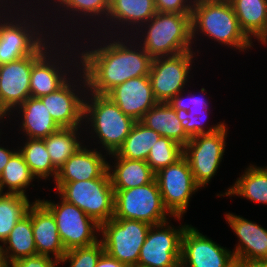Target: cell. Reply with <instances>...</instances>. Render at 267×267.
I'll return each instance as SVG.
<instances>
[{
  "instance_id": "cell-1",
  "label": "cell",
  "mask_w": 267,
  "mask_h": 267,
  "mask_svg": "<svg viewBox=\"0 0 267 267\" xmlns=\"http://www.w3.org/2000/svg\"><path fill=\"white\" fill-rule=\"evenodd\" d=\"M112 36L113 33L108 43L103 41L105 44L101 43V40H96L103 46L98 45L97 48L92 46L90 50L86 49L81 53L78 51L81 55H77L80 62H75L76 65L73 66L78 67L77 71L82 70L78 76L81 77L80 81L83 80L82 87L88 89L87 92L106 95L111 89L127 80L150 73L153 59L140 44L134 46L135 40L132 42V39H129L132 45L128 39L123 42L122 38L113 40ZM136 46H139L138 49Z\"/></svg>"
},
{
  "instance_id": "cell-2",
  "label": "cell",
  "mask_w": 267,
  "mask_h": 267,
  "mask_svg": "<svg viewBox=\"0 0 267 267\" xmlns=\"http://www.w3.org/2000/svg\"><path fill=\"white\" fill-rule=\"evenodd\" d=\"M219 43L238 49L252 47L250 40L241 30L229 0H193L191 11L192 40L198 32ZM197 32V33H196Z\"/></svg>"
},
{
  "instance_id": "cell-3",
  "label": "cell",
  "mask_w": 267,
  "mask_h": 267,
  "mask_svg": "<svg viewBox=\"0 0 267 267\" xmlns=\"http://www.w3.org/2000/svg\"><path fill=\"white\" fill-rule=\"evenodd\" d=\"M143 27L145 33L142 31ZM141 28L144 41L143 44L140 41V45L152 59L193 51L191 14L157 12Z\"/></svg>"
},
{
  "instance_id": "cell-4",
  "label": "cell",
  "mask_w": 267,
  "mask_h": 267,
  "mask_svg": "<svg viewBox=\"0 0 267 267\" xmlns=\"http://www.w3.org/2000/svg\"><path fill=\"white\" fill-rule=\"evenodd\" d=\"M90 98H84L83 119L91 122L96 136L108 155L116 153L129 135L136 122L124 114L108 96L90 93ZM89 99V100H88Z\"/></svg>"
},
{
  "instance_id": "cell-5",
  "label": "cell",
  "mask_w": 267,
  "mask_h": 267,
  "mask_svg": "<svg viewBox=\"0 0 267 267\" xmlns=\"http://www.w3.org/2000/svg\"><path fill=\"white\" fill-rule=\"evenodd\" d=\"M55 183L59 197L76 205L99 225L113 218L114 189L108 171L101 178Z\"/></svg>"
},
{
  "instance_id": "cell-6",
  "label": "cell",
  "mask_w": 267,
  "mask_h": 267,
  "mask_svg": "<svg viewBox=\"0 0 267 267\" xmlns=\"http://www.w3.org/2000/svg\"><path fill=\"white\" fill-rule=\"evenodd\" d=\"M168 214L171 215L163 204L156 179L135 188L114 189L113 218L157 225L168 221Z\"/></svg>"
},
{
  "instance_id": "cell-7",
  "label": "cell",
  "mask_w": 267,
  "mask_h": 267,
  "mask_svg": "<svg viewBox=\"0 0 267 267\" xmlns=\"http://www.w3.org/2000/svg\"><path fill=\"white\" fill-rule=\"evenodd\" d=\"M150 227L142 221L111 218L100 225L104 252L123 264L137 266Z\"/></svg>"
},
{
  "instance_id": "cell-8",
  "label": "cell",
  "mask_w": 267,
  "mask_h": 267,
  "mask_svg": "<svg viewBox=\"0 0 267 267\" xmlns=\"http://www.w3.org/2000/svg\"><path fill=\"white\" fill-rule=\"evenodd\" d=\"M25 10H22V20L20 17L8 15L3 17L4 20L0 18V66L33 55L47 41L46 38L51 36L45 33L47 31H44L42 26L40 31L38 21L27 19Z\"/></svg>"
},
{
  "instance_id": "cell-9",
  "label": "cell",
  "mask_w": 267,
  "mask_h": 267,
  "mask_svg": "<svg viewBox=\"0 0 267 267\" xmlns=\"http://www.w3.org/2000/svg\"><path fill=\"white\" fill-rule=\"evenodd\" d=\"M39 201L53 214L59 237L66 251L87 247L100 241L96 236L98 231L100 232V225L76 205L62 198L60 204H54L51 200L39 199Z\"/></svg>"
},
{
  "instance_id": "cell-10",
  "label": "cell",
  "mask_w": 267,
  "mask_h": 267,
  "mask_svg": "<svg viewBox=\"0 0 267 267\" xmlns=\"http://www.w3.org/2000/svg\"><path fill=\"white\" fill-rule=\"evenodd\" d=\"M165 208L180 220L186 213L191 195L200 187L196 184L187 159L182 156L174 164L155 173Z\"/></svg>"
},
{
  "instance_id": "cell-11",
  "label": "cell",
  "mask_w": 267,
  "mask_h": 267,
  "mask_svg": "<svg viewBox=\"0 0 267 267\" xmlns=\"http://www.w3.org/2000/svg\"><path fill=\"white\" fill-rule=\"evenodd\" d=\"M226 137L225 125L217 132L192 137L183 147V156L200 188L205 187L216 174L225 152Z\"/></svg>"
},
{
  "instance_id": "cell-12",
  "label": "cell",
  "mask_w": 267,
  "mask_h": 267,
  "mask_svg": "<svg viewBox=\"0 0 267 267\" xmlns=\"http://www.w3.org/2000/svg\"><path fill=\"white\" fill-rule=\"evenodd\" d=\"M168 223L151 225L141 247L137 266L175 267L180 262L182 234L188 225L175 229Z\"/></svg>"
},
{
  "instance_id": "cell-13",
  "label": "cell",
  "mask_w": 267,
  "mask_h": 267,
  "mask_svg": "<svg viewBox=\"0 0 267 267\" xmlns=\"http://www.w3.org/2000/svg\"><path fill=\"white\" fill-rule=\"evenodd\" d=\"M48 40L33 54L0 66V108L17 110L30 96V76L33 63L49 50Z\"/></svg>"
},
{
  "instance_id": "cell-14",
  "label": "cell",
  "mask_w": 267,
  "mask_h": 267,
  "mask_svg": "<svg viewBox=\"0 0 267 267\" xmlns=\"http://www.w3.org/2000/svg\"><path fill=\"white\" fill-rule=\"evenodd\" d=\"M193 51L152 60L149 73L154 97L158 102H169L183 88L189 78Z\"/></svg>"
},
{
  "instance_id": "cell-15",
  "label": "cell",
  "mask_w": 267,
  "mask_h": 267,
  "mask_svg": "<svg viewBox=\"0 0 267 267\" xmlns=\"http://www.w3.org/2000/svg\"><path fill=\"white\" fill-rule=\"evenodd\" d=\"M235 261L232 251L219 246L193 226L182 234L180 262L185 267H228Z\"/></svg>"
},
{
  "instance_id": "cell-16",
  "label": "cell",
  "mask_w": 267,
  "mask_h": 267,
  "mask_svg": "<svg viewBox=\"0 0 267 267\" xmlns=\"http://www.w3.org/2000/svg\"><path fill=\"white\" fill-rule=\"evenodd\" d=\"M72 79L73 78L70 77L53 93L40 97L52 118L61 128L81 127V123L84 121L83 99L86 96L85 94H88V92L85 91L87 89L80 90L78 88L77 90L75 88L77 87L76 84L70 82Z\"/></svg>"
},
{
  "instance_id": "cell-17",
  "label": "cell",
  "mask_w": 267,
  "mask_h": 267,
  "mask_svg": "<svg viewBox=\"0 0 267 267\" xmlns=\"http://www.w3.org/2000/svg\"><path fill=\"white\" fill-rule=\"evenodd\" d=\"M106 96L135 121H140L158 103L149 75L129 79L111 89Z\"/></svg>"
},
{
  "instance_id": "cell-18",
  "label": "cell",
  "mask_w": 267,
  "mask_h": 267,
  "mask_svg": "<svg viewBox=\"0 0 267 267\" xmlns=\"http://www.w3.org/2000/svg\"><path fill=\"white\" fill-rule=\"evenodd\" d=\"M225 218L239 238L232 251L235 260L245 265L267 260V229L232 213H227Z\"/></svg>"
},
{
  "instance_id": "cell-19",
  "label": "cell",
  "mask_w": 267,
  "mask_h": 267,
  "mask_svg": "<svg viewBox=\"0 0 267 267\" xmlns=\"http://www.w3.org/2000/svg\"><path fill=\"white\" fill-rule=\"evenodd\" d=\"M52 48L54 49L46 50L32 65L30 76L31 97L40 98L41 96L53 93L69 79L67 73H69L71 69H64L65 67L69 68V66H65L67 62L60 60L59 56L61 57V55H58L59 53L56 52L55 54H52L51 51L56 50L55 47ZM47 51H49L50 54ZM55 55L58 56V59L54 58ZM59 62L62 65H60ZM63 63H65L64 66Z\"/></svg>"
},
{
  "instance_id": "cell-20",
  "label": "cell",
  "mask_w": 267,
  "mask_h": 267,
  "mask_svg": "<svg viewBox=\"0 0 267 267\" xmlns=\"http://www.w3.org/2000/svg\"><path fill=\"white\" fill-rule=\"evenodd\" d=\"M97 149L81 146L59 169L55 182L86 181L101 178L108 171V162Z\"/></svg>"
},
{
  "instance_id": "cell-21",
  "label": "cell",
  "mask_w": 267,
  "mask_h": 267,
  "mask_svg": "<svg viewBox=\"0 0 267 267\" xmlns=\"http://www.w3.org/2000/svg\"><path fill=\"white\" fill-rule=\"evenodd\" d=\"M32 229L37 254L59 261L67 252L59 237L53 214L38 200L32 203Z\"/></svg>"
},
{
  "instance_id": "cell-22",
  "label": "cell",
  "mask_w": 267,
  "mask_h": 267,
  "mask_svg": "<svg viewBox=\"0 0 267 267\" xmlns=\"http://www.w3.org/2000/svg\"><path fill=\"white\" fill-rule=\"evenodd\" d=\"M110 155L115 157L114 161H117L112 167L108 163V173L113 189L135 188L155 180V172L146 161L121 158L116 153Z\"/></svg>"
},
{
  "instance_id": "cell-23",
  "label": "cell",
  "mask_w": 267,
  "mask_h": 267,
  "mask_svg": "<svg viewBox=\"0 0 267 267\" xmlns=\"http://www.w3.org/2000/svg\"><path fill=\"white\" fill-rule=\"evenodd\" d=\"M140 122L162 137H167L182 147L191 139L177 118L175 109L168 102H158L144 114Z\"/></svg>"
},
{
  "instance_id": "cell-24",
  "label": "cell",
  "mask_w": 267,
  "mask_h": 267,
  "mask_svg": "<svg viewBox=\"0 0 267 267\" xmlns=\"http://www.w3.org/2000/svg\"><path fill=\"white\" fill-rule=\"evenodd\" d=\"M156 13L154 0H110V9L106 20H110L109 26L115 22L114 26L126 25L122 26L123 30V27L127 28L131 25V31L134 29L133 27L138 31L141 29L140 26L147 23Z\"/></svg>"
},
{
  "instance_id": "cell-25",
  "label": "cell",
  "mask_w": 267,
  "mask_h": 267,
  "mask_svg": "<svg viewBox=\"0 0 267 267\" xmlns=\"http://www.w3.org/2000/svg\"><path fill=\"white\" fill-rule=\"evenodd\" d=\"M22 112V128L27 138L44 139L61 127L52 118L40 98L29 97L22 105L17 107Z\"/></svg>"
},
{
  "instance_id": "cell-26",
  "label": "cell",
  "mask_w": 267,
  "mask_h": 267,
  "mask_svg": "<svg viewBox=\"0 0 267 267\" xmlns=\"http://www.w3.org/2000/svg\"><path fill=\"white\" fill-rule=\"evenodd\" d=\"M239 26L250 39L259 42L267 35V0H229Z\"/></svg>"
},
{
  "instance_id": "cell-27",
  "label": "cell",
  "mask_w": 267,
  "mask_h": 267,
  "mask_svg": "<svg viewBox=\"0 0 267 267\" xmlns=\"http://www.w3.org/2000/svg\"><path fill=\"white\" fill-rule=\"evenodd\" d=\"M3 245L8 262L37 254L32 229V205L27 215L16 223Z\"/></svg>"
},
{
  "instance_id": "cell-28",
  "label": "cell",
  "mask_w": 267,
  "mask_h": 267,
  "mask_svg": "<svg viewBox=\"0 0 267 267\" xmlns=\"http://www.w3.org/2000/svg\"><path fill=\"white\" fill-rule=\"evenodd\" d=\"M224 195H239L252 202L267 204V166L250 165Z\"/></svg>"
},
{
  "instance_id": "cell-29",
  "label": "cell",
  "mask_w": 267,
  "mask_h": 267,
  "mask_svg": "<svg viewBox=\"0 0 267 267\" xmlns=\"http://www.w3.org/2000/svg\"><path fill=\"white\" fill-rule=\"evenodd\" d=\"M160 137L159 133L136 121L116 154L125 159L146 161L151 147Z\"/></svg>"
},
{
  "instance_id": "cell-30",
  "label": "cell",
  "mask_w": 267,
  "mask_h": 267,
  "mask_svg": "<svg viewBox=\"0 0 267 267\" xmlns=\"http://www.w3.org/2000/svg\"><path fill=\"white\" fill-rule=\"evenodd\" d=\"M36 178L22 154L17 149L11 156L0 176V193H4V187H8L7 192L10 194H19L26 196L25 188H28L31 182Z\"/></svg>"
},
{
  "instance_id": "cell-31",
  "label": "cell",
  "mask_w": 267,
  "mask_h": 267,
  "mask_svg": "<svg viewBox=\"0 0 267 267\" xmlns=\"http://www.w3.org/2000/svg\"><path fill=\"white\" fill-rule=\"evenodd\" d=\"M79 128L81 127L60 128L43 139L51 162L57 169L82 146V143L77 139L79 138Z\"/></svg>"
},
{
  "instance_id": "cell-32",
  "label": "cell",
  "mask_w": 267,
  "mask_h": 267,
  "mask_svg": "<svg viewBox=\"0 0 267 267\" xmlns=\"http://www.w3.org/2000/svg\"><path fill=\"white\" fill-rule=\"evenodd\" d=\"M22 149H18L22 154L32 174L38 178L47 179L50 176L56 180L58 169L51 162L49 153L43 139L27 138Z\"/></svg>"
},
{
  "instance_id": "cell-33",
  "label": "cell",
  "mask_w": 267,
  "mask_h": 267,
  "mask_svg": "<svg viewBox=\"0 0 267 267\" xmlns=\"http://www.w3.org/2000/svg\"><path fill=\"white\" fill-rule=\"evenodd\" d=\"M32 204L27 196L0 193V241L3 243L16 223L27 215Z\"/></svg>"
},
{
  "instance_id": "cell-34",
  "label": "cell",
  "mask_w": 267,
  "mask_h": 267,
  "mask_svg": "<svg viewBox=\"0 0 267 267\" xmlns=\"http://www.w3.org/2000/svg\"><path fill=\"white\" fill-rule=\"evenodd\" d=\"M183 156V147L167 137H160L151 147L146 162L157 173L160 169L174 164Z\"/></svg>"
},
{
  "instance_id": "cell-35",
  "label": "cell",
  "mask_w": 267,
  "mask_h": 267,
  "mask_svg": "<svg viewBox=\"0 0 267 267\" xmlns=\"http://www.w3.org/2000/svg\"><path fill=\"white\" fill-rule=\"evenodd\" d=\"M208 109L209 108H191V107L189 108L188 111L184 109H175L177 118L180 120L182 127L184 128V131L190 138L200 134H211L217 132L218 130L222 129L225 126V123L219 122V124L205 130L203 124L207 118V113L209 111Z\"/></svg>"
},
{
  "instance_id": "cell-36",
  "label": "cell",
  "mask_w": 267,
  "mask_h": 267,
  "mask_svg": "<svg viewBox=\"0 0 267 267\" xmlns=\"http://www.w3.org/2000/svg\"><path fill=\"white\" fill-rule=\"evenodd\" d=\"M54 2H56V5H58L57 9L61 8V10H69V12H73V13H69V15H72L74 13L78 14H74L75 15H81L82 16H89L91 19L95 18L96 20V16H98L99 18L101 17V20H103L104 18L106 19L109 9H110V0H53ZM58 2V4H57ZM61 6V7H60ZM64 8V9H63ZM81 13V14H80ZM103 14V16H102Z\"/></svg>"
},
{
  "instance_id": "cell-37",
  "label": "cell",
  "mask_w": 267,
  "mask_h": 267,
  "mask_svg": "<svg viewBox=\"0 0 267 267\" xmlns=\"http://www.w3.org/2000/svg\"><path fill=\"white\" fill-rule=\"evenodd\" d=\"M104 253L101 241L87 246L68 250L58 261V264L69 262V267H95L100 256Z\"/></svg>"
},
{
  "instance_id": "cell-38",
  "label": "cell",
  "mask_w": 267,
  "mask_h": 267,
  "mask_svg": "<svg viewBox=\"0 0 267 267\" xmlns=\"http://www.w3.org/2000/svg\"><path fill=\"white\" fill-rule=\"evenodd\" d=\"M159 13L191 14L192 0H154Z\"/></svg>"
},
{
  "instance_id": "cell-39",
  "label": "cell",
  "mask_w": 267,
  "mask_h": 267,
  "mask_svg": "<svg viewBox=\"0 0 267 267\" xmlns=\"http://www.w3.org/2000/svg\"><path fill=\"white\" fill-rule=\"evenodd\" d=\"M51 257L36 254L8 262V267H57L58 261Z\"/></svg>"
},
{
  "instance_id": "cell-40",
  "label": "cell",
  "mask_w": 267,
  "mask_h": 267,
  "mask_svg": "<svg viewBox=\"0 0 267 267\" xmlns=\"http://www.w3.org/2000/svg\"><path fill=\"white\" fill-rule=\"evenodd\" d=\"M184 91H181L180 93L176 94L169 102L168 104L173 109H184L186 111L189 110V108H208V102L206 101L205 97H197L188 94L189 98L183 97ZM190 95V96H189ZM183 97V98H182Z\"/></svg>"
},
{
  "instance_id": "cell-41",
  "label": "cell",
  "mask_w": 267,
  "mask_h": 267,
  "mask_svg": "<svg viewBox=\"0 0 267 267\" xmlns=\"http://www.w3.org/2000/svg\"><path fill=\"white\" fill-rule=\"evenodd\" d=\"M95 267H131V266L119 262L115 258L108 255L106 252H104L100 256L97 265Z\"/></svg>"
},
{
  "instance_id": "cell-42",
  "label": "cell",
  "mask_w": 267,
  "mask_h": 267,
  "mask_svg": "<svg viewBox=\"0 0 267 267\" xmlns=\"http://www.w3.org/2000/svg\"><path fill=\"white\" fill-rule=\"evenodd\" d=\"M15 152H16L15 150L11 151L9 149L0 146V176L6 164L8 163L9 159Z\"/></svg>"
},
{
  "instance_id": "cell-43",
  "label": "cell",
  "mask_w": 267,
  "mask_h": 267,
  "mask_svg": "<svg viewBox=\"0 0 267 267\" xmlns=\"http://www.w3.org/2000/svg\"><path fill=\"white\" fill-rule=\"evenodd\" d=\"M0 267H8V261L5 255V250L3 245H0Z\"/></svg>"
},
{
  "instance_id": "cell-44",
  "label": "cell",
  "mask_w": 267,
  "mask_h": 267,
  "mask_svg": "<svg viewBox=\"0 0 267 267\" xmlns=\"http://www.w3.org/2000/svg\"><path fill=\"white\" fill-rule=\"evenodd\" d=\"M246 267H267V260L247 264Z\"/></svg>"
},
{
  "instance_id": "cell-45",
  "label": "cell",
  "mask_w": 267,
  "mask_h": 267,
  "mask_svg": "<svg viewBox=\"0 0 267 267\" xmlns=\"http://www.w3.org/2000/svg\"><path fill=\"white\" fill-rule=\"evenodd\" d=\"M228 267H246V265L243 264V263L240 262V261L235 260V261H234L230 266H228Z\"/></svg>"
},
{
  "instance_id": "cell-46",
  "label": "cell",
  "mask_w": 267,
  "mask_h": 267,
  "mask_svg": "<svg viewBox=\"0 0 267 267\" xmlns=\"http://www.w3.org/2000/svg\"><path fill=\"white\" fill-rule=\"evenodd\" d=\"M9 112L0 108V120L5 118ZM1 134V133H0Z\"/></svg>"
},
{
  "instance_id": "cell-47",
  "label": "cell",
  "mask_w": 267,
  "mask_h": 267,
  "mask_svg": "<svg viewBox=\"0 0 267 267\" xmlns=\"http://www.w3.org/2000/svg\"><path fill=\"white\" fill-rule=\"evenodd\" d=\"M3 1H4V0H0V8L4 7L3 10H5V9H6L5 7H6V5L8 4V3H5V2H8V1H7V0H5L4 2H3ZM3 3L5 4V6H3V5H4ZM1 5H2V6H1ZM4 14H5V13H2V15H1V13H0V18L3 17Z\"/></svg>"
},
{
  "instance_id": "cell-48",
  "label": "cell",
  "mask_w": 267,
  "mask_h": 267,
  "mask_svg": "<svg viewBox=\"0 0 267 267\" xmlns=\"http://www.w3.org/2000/svg\"><path fill=\"white\" fill-rule=\"evenodd\" d=\"M261 44H267V35L261 40Z\"/></svg>"
},
{
  "instance_id": "cell-49",
  "label": "cell",
  "mask_w": 267,
  "mask_h": 267,
  "mask_svg": "<svg viewBox=\"0 0 267 267\" xmlns=\"http://www.w3.org/2000/svg\"><path fill=\"white\" fill-rule=\"evenodd\" d=\"M175 267H185L181 262H179Z\"/></svg>"
}]
</instances>
